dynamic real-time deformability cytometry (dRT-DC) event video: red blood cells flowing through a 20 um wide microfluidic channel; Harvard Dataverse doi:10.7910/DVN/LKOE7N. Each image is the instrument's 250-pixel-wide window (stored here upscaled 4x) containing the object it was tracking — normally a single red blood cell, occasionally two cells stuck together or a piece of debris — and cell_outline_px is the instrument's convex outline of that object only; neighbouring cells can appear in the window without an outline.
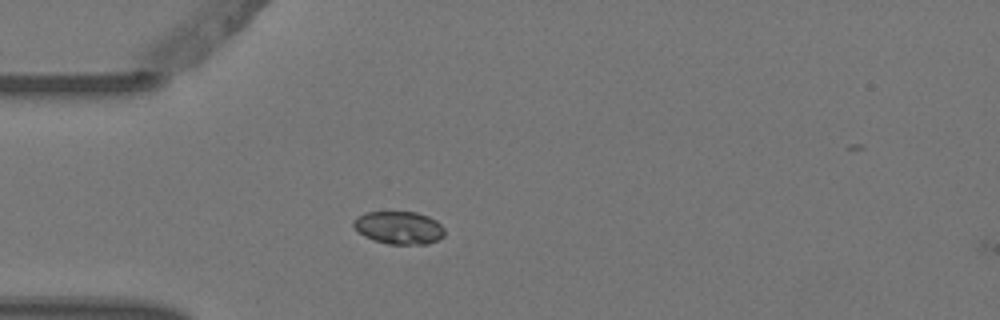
{"species": "Egyptian fruit bat (a non-hibernating species)", "species_latin": "Rousettus aegyptiacus", "temperature_condition": "warm", "stored_images_in_passage": 3, "camera_frame_rate_fps": 3000, "um_per_image_px": 0.085, "animal": {"sex": "female"}, "frame": {"image": 1, "passage_image": 3, "time_ms": 0.667, "image_size_px": [1000, 320], "cell_outline_px": [[444, 236], [428, 244], [388, 244], [372, 240], [364, 236], [352, 224], [352, 220], [368, 212], [416, 212], [428, 216], [436, 220], [444, 228]], "centroid_in_image_um": [33.92, 19.36], "position_along_channel_um": 51.1, "area_um2": 17.34}}